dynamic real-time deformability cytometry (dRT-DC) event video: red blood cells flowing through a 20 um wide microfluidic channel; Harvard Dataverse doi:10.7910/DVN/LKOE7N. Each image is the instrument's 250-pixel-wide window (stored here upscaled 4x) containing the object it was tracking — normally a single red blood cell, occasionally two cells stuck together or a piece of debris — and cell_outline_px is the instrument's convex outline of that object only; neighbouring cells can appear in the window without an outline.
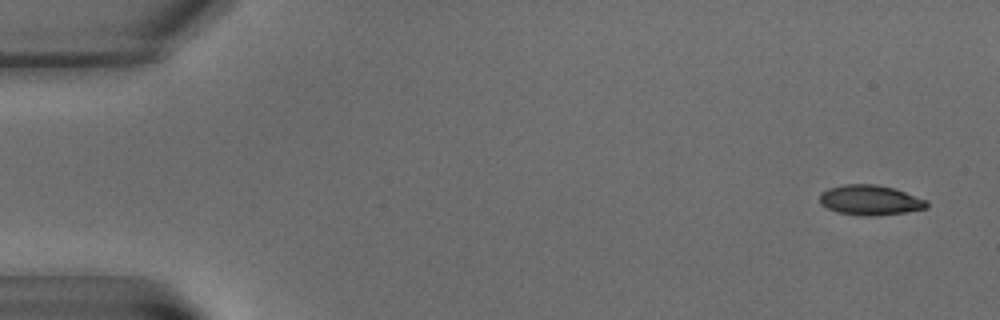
{"species": "common noctule bat (a hibernating species)", "species_latin": "Nyctalus noctula", "temperature_condition": "warm", "stored_images_in_passage": 11, "camera_frame_rate_fps": 3000, "um_per_image_px": 0.085, "animal": {"sex": "male", "body_mass_g": 15.6}, "frame": {"image": 1, "passage_image": 2, "time_ms": 0.667, "image_size_px": [1000, 320], "cell_outline_px": [[928, 208], [904, 212], [876, 216], [860, 216], [836, 212], [820, 204], [820, 192], [828, 188], [844, 184], [876, 184], [896, 188], [928, 200]], "centroid_in_image_um": [73.97, 17.0], "position_along_channel_um": 11.0, "area_um2": 19.07}}
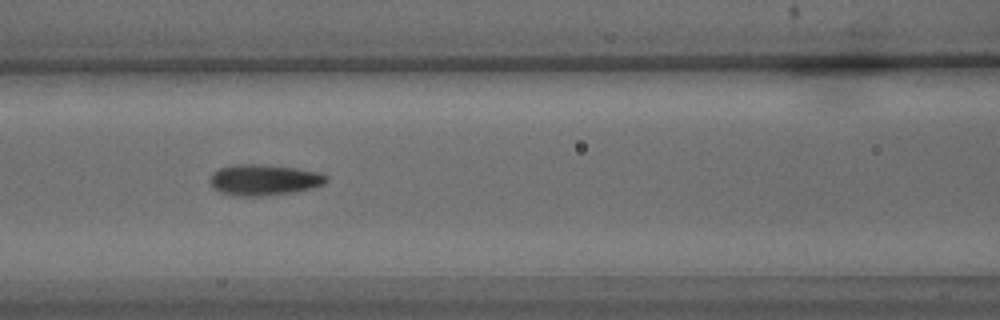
{"frame": {"image": 2, "passage_image": 9, "time_ms": 10.0, "image_size_px": [1000, 320], "cell_outline_px": [[328, 180], [324, 184], [292, 192], [260, 196], [240, 196], [220, 192], [212, 188], [208, 180], [212, 172], [220, 168], [232, 164], [260, 164], [296, 168], [320, 172], [328, 176]], "centroid_in_image_um": [22.39, 15.27], "position_along_channel_um": 144.2, "area_um2": 21.04}}
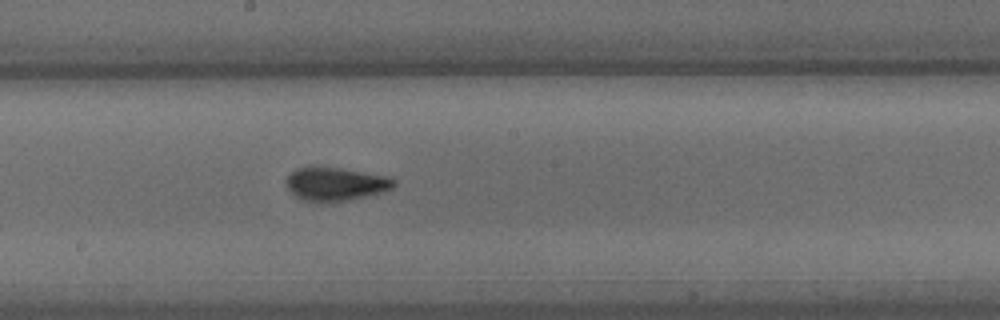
{"frame": {"image": 3, "passage_image": 11, "time_ms": 12.667, "image_size_px": [1000, 320], "cell_outline_px": [[396, 184], [392, 188], [380, 192], [364, 196], [344, 200], [304, 200], [296, 196], [288, 188], [284, 180], [296, 168], [308, 164], [340, 168], [384, 176], [396, 180]], "centroid_in_image_um": [28.46, 15.58], "position_along_channel_um": 219.7, "area_um2": 20.58}}